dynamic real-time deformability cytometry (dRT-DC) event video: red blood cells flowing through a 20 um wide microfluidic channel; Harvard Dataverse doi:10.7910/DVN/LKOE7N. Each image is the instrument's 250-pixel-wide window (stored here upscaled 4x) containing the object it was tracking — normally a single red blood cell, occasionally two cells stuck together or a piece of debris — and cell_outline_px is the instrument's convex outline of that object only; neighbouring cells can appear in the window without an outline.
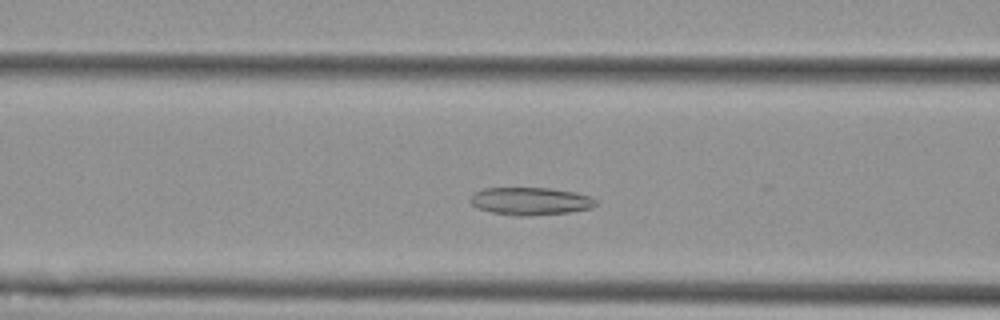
{"species": "Egyptian fruit bat (a non-hibernating species)", "species_latin": "Rousettus aegyptiacus", "temperature_condition": "cold", "stored_images_in_passage": 48, "camera_frame_rate_fps": 3000, "um_per_image_px": 0.085, "animal": {"sex": "female"}, "frame": {"image": 1, "passage_image": 14, "time_ms": 4.333, "image_size_px": [1000, 320], "cell_outline_px": [[596, 204], [592, 208], [568, 212], [528, 216], [512, 216], [492, 212], [476, 208], [468, 200], [476, 192], [484, 188], [548, 188], [572, 192], [592, 196], [596, 200]], "centroid_in_image_um": [45.07, 17.1], "position_along_channel_um": 121.5, "area_um2": 20.23}}
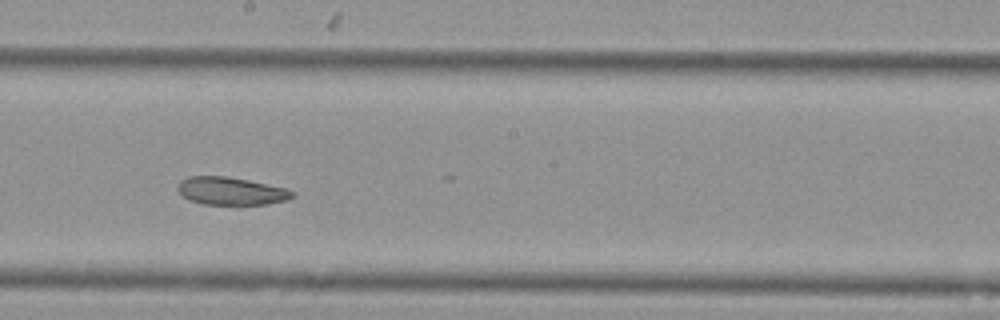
{"frame": {"image": 2, "passage_image": 23, "time_ms": 7.333, "image_size_px": [1000, 320], "cell_outline_px": [[296, 196], [288, 200], [268, 204], [240, 208], [236, 208], [204, 204], [188, 200], [176, 188], [176, 184], [180, 180], [188, 176], [224, 176], [248, 180], [288, 188], [296, 192]], "centroid_in_image_um": [19.69, 16.29], "position_along_channel_um": 228.5, "area_um2": 19.77}}
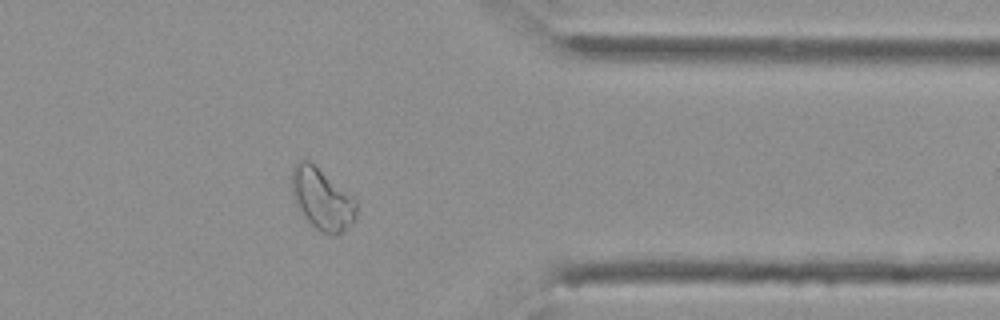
{"frame": {"image": 3, "passage_image": 37, "time_ms": 12.0, "image_size_px": [1000, 320], "cell_outline_px": [[360, 204], [356, 220], [340, 232], [320, 232], [296, 208], [292, 196], [292, 168], [296, 160], [308, 160], [356, 200]], "centroid_in_image_um": [27.36, 16.91], "position_along_channel_um": 384.0, "area_um2": 22.89}, "authors_computed_cell_mechanics": {"area_um2": 22.0507, "velocity_mm_per_s": 3.5825, "shape_relaxation_time_tau1_ms": null, "shape_relaxation_time_tau2_ms": 3.4903, "deformation_change_tau1": null, "deformation_change_tau2": 0.0637}}